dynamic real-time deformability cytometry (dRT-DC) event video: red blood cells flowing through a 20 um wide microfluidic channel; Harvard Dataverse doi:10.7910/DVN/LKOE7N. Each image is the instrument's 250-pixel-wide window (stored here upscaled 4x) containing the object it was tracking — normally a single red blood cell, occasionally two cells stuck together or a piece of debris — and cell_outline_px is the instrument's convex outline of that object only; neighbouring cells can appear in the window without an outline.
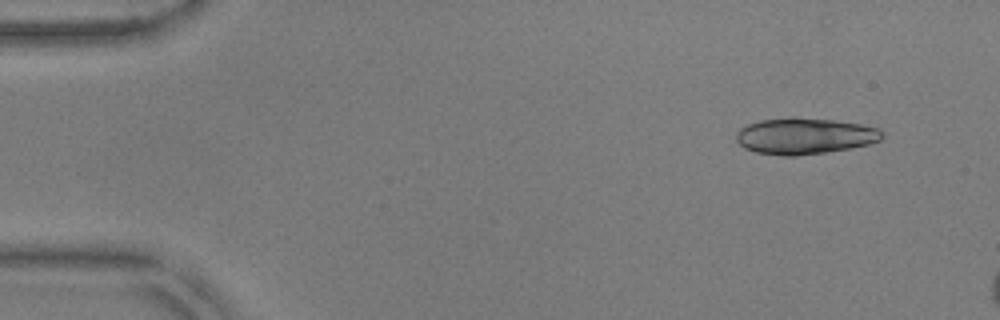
{"species": "common noctule bat (a hibernating species)", "species_latin": "Nyctalus noctula", "temperature_condition": "warm", "stored_images_in_passage": 11, "camera_frame_rate_fps": 3000, "um_per_image_px": 0.085, "animal": {"sex": "male", "body_mass_g": 17.9, "forearm_length_mm": 54.2}, "frame": {"image": 1, "passage_image": 5, "time_ms": 1.333, "image_size_px": [1000, 320], "cell_outline_px": [[884, 136], [880, 140], [868, 144], [848, 148], [824, 152], [796, 156], [784, 156], [756, 152], [744, 148], [736, 140], [736, 132], [740, 128], [748, 124], [760, 120], [792, 116], [796, 116], [832, 120], [860, 124], [880, 128]], "centroid_in_image_um": [68.37, 11.54], "position_along_channel_um": 16.6, "area_um2": 30.92}}